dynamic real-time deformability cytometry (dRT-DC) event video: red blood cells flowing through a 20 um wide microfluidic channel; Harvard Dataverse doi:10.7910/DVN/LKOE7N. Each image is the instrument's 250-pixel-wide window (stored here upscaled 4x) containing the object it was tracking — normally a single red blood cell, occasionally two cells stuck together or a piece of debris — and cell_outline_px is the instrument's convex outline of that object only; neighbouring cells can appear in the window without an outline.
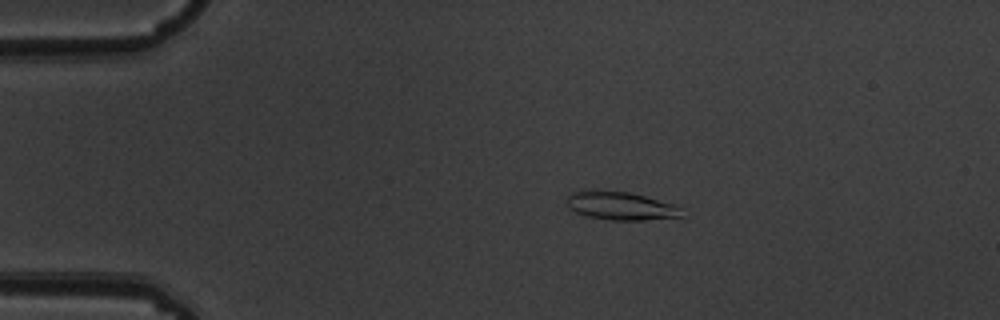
{"species": "common noctule bat (a hibernating species)", "species_latin": "Nyctalus noctula", "temperature_condition": "warm", "stored_images_in_passage": 8, "camera_frame_rate_fps": 3000, "um_per_image_px": 0.085, "animal": {"sex": "male", "body_mass_g": 19.5, "forearm_length_mm": 54.6}, "frame": {"image": 1, "passage_image": 2, "time_ms": 0.333, "image_size_px": [1000, 320], "cell_outline_px": [[688, 216], [644, 220], [612, 220], [588, 216], [576, 212], [568, 204], [568, 196], [572, 192], [628, 192], [676, 204]], "centroid_in_image_um": [52.9, 17.53], "position_along_channel_um": 32.1, "area_um2": 18.38}}
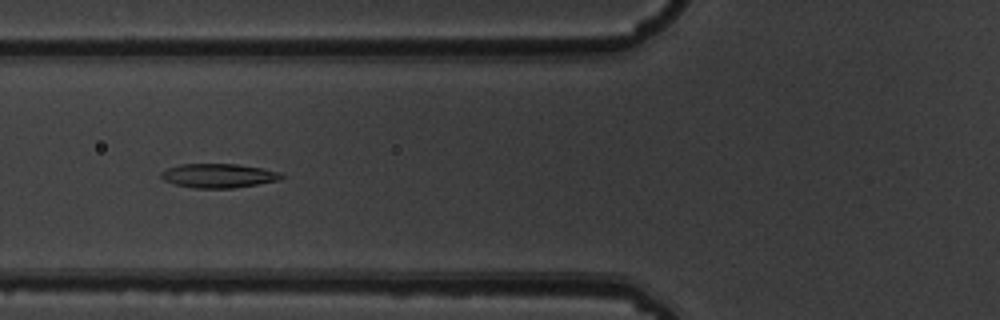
{"frame": {"image": 2, "passage_image": 5, "time_ms": 1.333, "image_size_px": [1000, 320], "cell_outline_px": [[284, 176], [280, 180], [232, 188], [192, 188], [176, 184], [164, 180], [160, 176], [160, 172], [168, 168], [180, 164], [236, 164], [264, 168], [280, 172]], "centroid_in_image_um": [18.58, 14.93], "position_along_channel_um": 107.2, "area_um2": 16.88}}
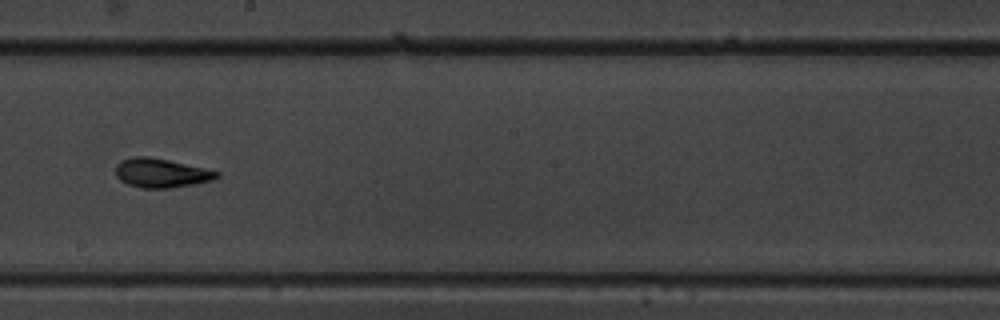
{"frame": {"image": 3, "passage_image": 8, "time_ms": 2.333, "image_size_px": [1000, 320], "cell_outline_px": [[220, 176], [212, 180], [192, 184], [168, 188], [140, 188], [128, 184], [120, 180], [116, 176], [116, 164], [120, 160], [132, 156], [148, 156], [168, 160], [204, 168], [220, 172]], "centroid_in_image_um": [13.66, 14.69], "position_along_channel_um": 234.5, "area_um2": 17.11}}